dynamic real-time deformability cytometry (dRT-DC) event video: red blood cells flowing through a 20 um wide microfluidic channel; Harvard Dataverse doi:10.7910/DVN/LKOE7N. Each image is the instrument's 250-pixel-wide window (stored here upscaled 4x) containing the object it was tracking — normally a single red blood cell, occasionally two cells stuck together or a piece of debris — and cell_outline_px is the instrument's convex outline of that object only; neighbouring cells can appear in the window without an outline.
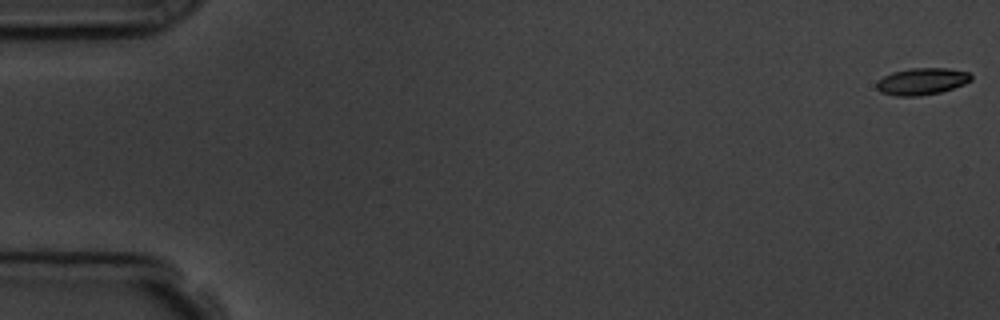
{"species": "common noctule bat (a hibernating species)", "species_latin": "Nyctalus noctula", "temperature_condition": "room temperature", "stored_images_in_passage": 5, "camera_frame_rate_fps": 3000, "um_per_image_px": 0.085, "animal": {"sex": "male", "body_mass_g": 19.5, "forearm_length_mm": 54.6}, "frame": {"image": 1, "passage_image": 1, "time_ms": 0.0, "image_size_px": [1000, 320], "cell_outline_px": [[972, 80], [964, 84], [940, 92], [920, 96], [896, 96], [880, 92], [876, 88], [876, 80], [892, 72], [912, 68], [948, 68], [968, 72], [972, 76]], "centroid_in_image_um": [78.33, 6.92], "position_along_channel_um": 6.7, "area_um2": 14.85}}
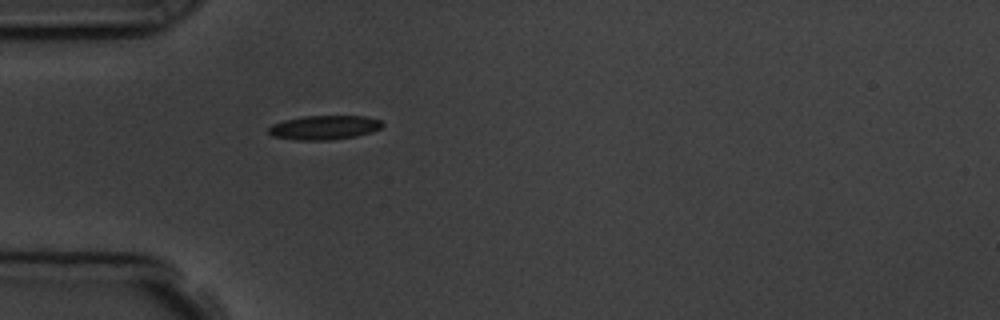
{"frame": {"image": 2, "passage_image": 5, "time_ms": 5.333, "image_size_px": [1000, 320], "cell_outline_px": [[384, 124], [380, 128], [356, 136], [328, 140], [296, 140], [272, 136], [268, 132], [268, 128], [272, 124], [284, 120], [304, 116], [368, 116], [380, 120]], "centroid_in_image_um": [27.53, 10.83], "position_along_channel_um": 57.5, "area_um2": 15.95}}